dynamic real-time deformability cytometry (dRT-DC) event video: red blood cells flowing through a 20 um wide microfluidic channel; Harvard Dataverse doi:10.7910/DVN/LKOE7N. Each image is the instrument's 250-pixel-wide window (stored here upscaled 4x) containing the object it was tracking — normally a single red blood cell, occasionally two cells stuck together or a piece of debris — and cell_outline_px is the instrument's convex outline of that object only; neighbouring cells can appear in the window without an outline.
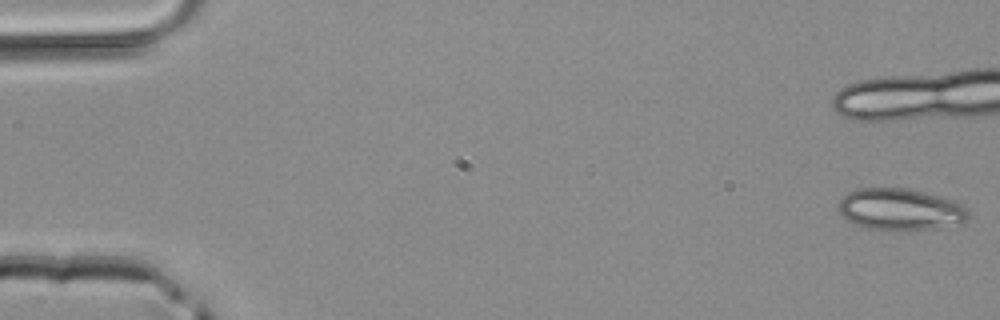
{"species": "common noctule bat (a hibernating species)", "species_latin": "Nyctalus noctula", "temperature_condition": "room temperature", "stored_images_in_passage": 21, "camera_frame_rate_fps": 3000, "um_per_image_px": 0.085, "animal": {"sex": "male", "body_mass_g": 20.4}, "frame": {"image": 1, "passage_image": 1, "time_ms": 0.0, "image_size_px": [1000, 320], "cell_outline_px": [[968, 216], [960, 224], [908, 232], [868, 228], [856, 224], [848, 220], [836, 208], [836, 204], [848, 192], [860, 188], [904, 188], [924, 192], [952, 200], [964, 204], [968, 208]], "centroid_in_image_um": [76.53, 17.81], "position_along_channel_um": 8.5, "area_um2": 31.85}}